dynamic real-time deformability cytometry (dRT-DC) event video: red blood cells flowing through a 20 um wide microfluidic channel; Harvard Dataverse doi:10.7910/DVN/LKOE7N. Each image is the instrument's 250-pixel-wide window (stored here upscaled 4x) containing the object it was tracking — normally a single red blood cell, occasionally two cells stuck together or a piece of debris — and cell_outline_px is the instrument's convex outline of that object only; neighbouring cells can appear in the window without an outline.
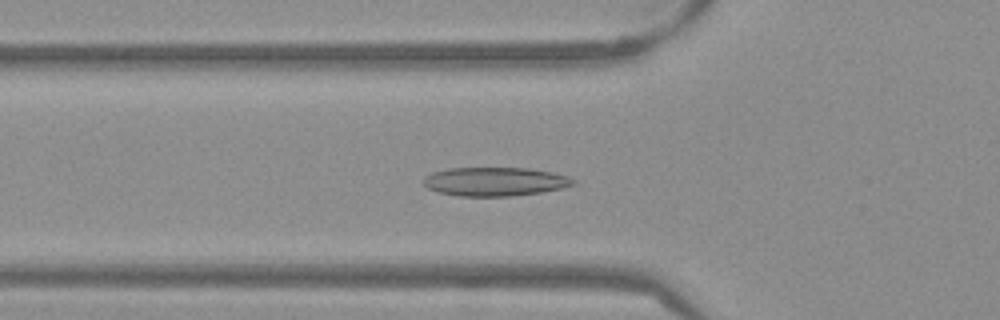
{"species": "Egyptian fruit bat (a non-hibernating species)", "species_latin": "Rousettus aegyptiacus", "temperature_condition": "warm", "stored_images_in_passage": 52, "camera_frame_rate_fps": 3000, "um_per_image_px": 0.085, "frame": {"image": 1, "passage_image": 18, "time_ms": 5.667, "image_size_px": [1000, 320], "cell_outline_px": [[576, 184], [560, 188], [540, 192], [512, 196], [460, 196], [436, 192], [420, 184], [420, 180], [424, 176], [432, 172], [448, 168], [528, 168], [552, 172], [568, 176], [576, 180]], "centroid_in_image_um": [42.0, 15.43], "position_along_channel_um": 83.8, "area_um2": 25.37}}
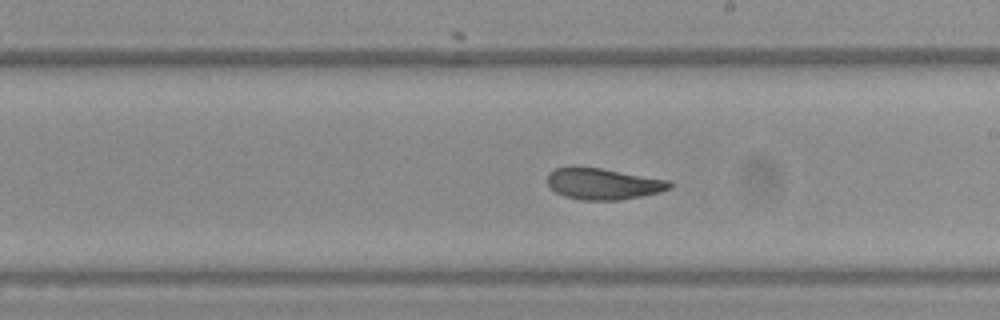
{"frame": {"image": 2, "passage_image": 30, "time_ms": 9.667, "image_size_px": [1000, 320], "cell_outline_px": [[672, 188], [660, 192], [620, 200], [580, 200], [564, 196], [556, 192], [548, 184], [548, 172], [556, 168], [600, 168], [672, 180]], "centroid_in_image_um": [51.33, 15.64], "position_along_channel_um": 237.7, "area_um2": 22.14}}
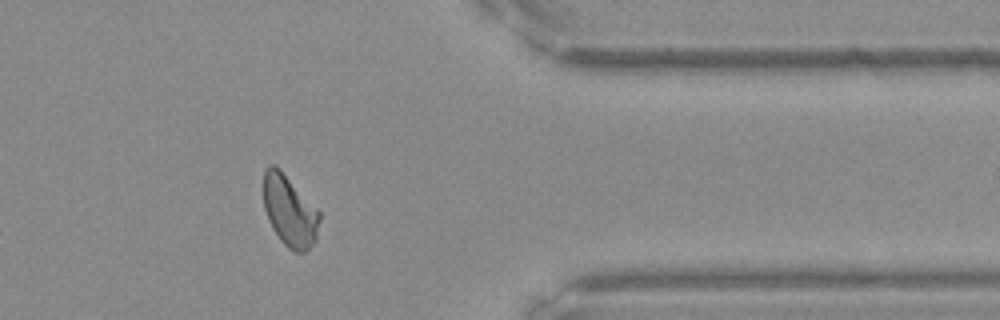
{"frame": {"image": 3, "passage_image": 43, "time_ms": 14.0, "image_size_px": [1000, 320], "cell_outline_px": [[320, 220], [316, 240], [304, 252], [296, 252], [288, 248], [280, 240], [272, 228], [268, 220], [264, 208], [264, 168], [268, 164], [276, 164], [280, 168], [320, 212]], "centroid_in_image_um": [24.6, 17.91], "position_along_channel_um": 386.8, "area_um2": 23.29}, "authors_computed_cell_mechanics": {"area_um2": 23.3801, "velocity_mm_per_s": 3.8313, "shape_relaxation_time_tau1_ms": null, "shape_relaxation_time_tau2_ms": 2.4857, "deformation_change_tau1": null, "deformation_change_tau2": 0.0727}}